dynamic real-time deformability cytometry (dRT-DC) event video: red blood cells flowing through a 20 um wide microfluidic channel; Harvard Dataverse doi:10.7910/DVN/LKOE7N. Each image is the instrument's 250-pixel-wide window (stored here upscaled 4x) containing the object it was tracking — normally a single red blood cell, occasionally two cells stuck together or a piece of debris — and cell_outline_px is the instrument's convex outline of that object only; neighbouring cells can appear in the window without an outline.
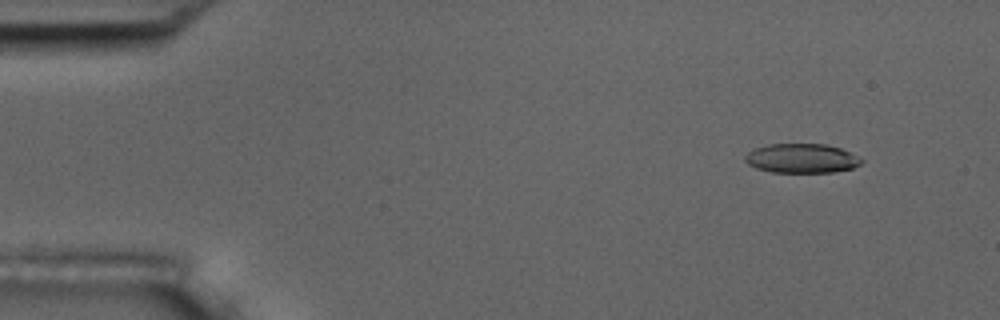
{"species": "common noctule bat (a hibernating species)", "species_latin": "Nyctalus noctula", "temperature_condition": "room temperature", "stored_images_in_passage": 5, "camera_frame_rate_fps": 3000, "um_per_image_px": 0.085, "animal": {"sex": "male", "body_mass_g": 17.5, "forearm_length_mm": 52.3}, "frame": {"image": 1, "passage_image": 2, "time_ms": 1.333, "image_size_px": [1000, 320], "cell_outline_px": [[864, 160], [860, 164], [852, 168], [832, 172], [772, 172], [756, 168], [748, 164], [744, 160], [744, 156], [748, 152], [756, 148], [768, 144], [824, 144], [840, 148], [852, 152]], "centroid_in_image_um": [68.14, 13.46], "position_along_channel_um": 16.9, "area_um2": 19.88}}
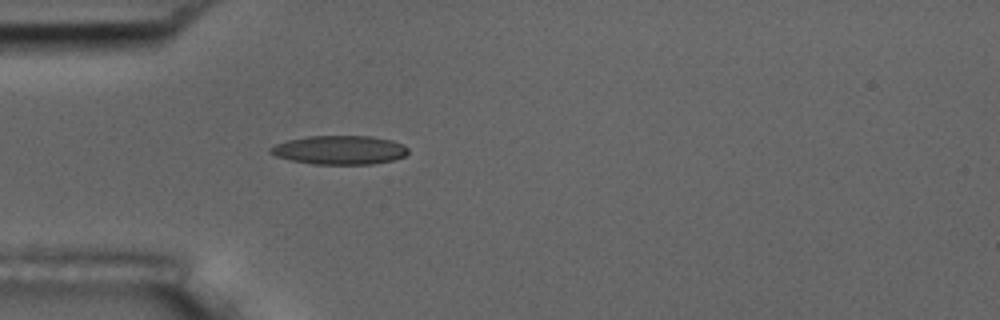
{"frame": {"image": 2, "passage_image": 5, "time_ms": 5.0, "image_size_px": [1000, 320], "cell_outline_px": [[408, 152], [404, 156], [392, 160], [372, 164], [312, 164], [288, 160], [276, 156], [268, 152], [268, 148], [276, 144], [288, 140], [308, 136], [372, 136], [392, 140], [404, 144], [408, 148]], "centroid_in_image_um": [28.85, 12.75], "position_along_channel_um": 56.2, "area_um2": 23.29}}